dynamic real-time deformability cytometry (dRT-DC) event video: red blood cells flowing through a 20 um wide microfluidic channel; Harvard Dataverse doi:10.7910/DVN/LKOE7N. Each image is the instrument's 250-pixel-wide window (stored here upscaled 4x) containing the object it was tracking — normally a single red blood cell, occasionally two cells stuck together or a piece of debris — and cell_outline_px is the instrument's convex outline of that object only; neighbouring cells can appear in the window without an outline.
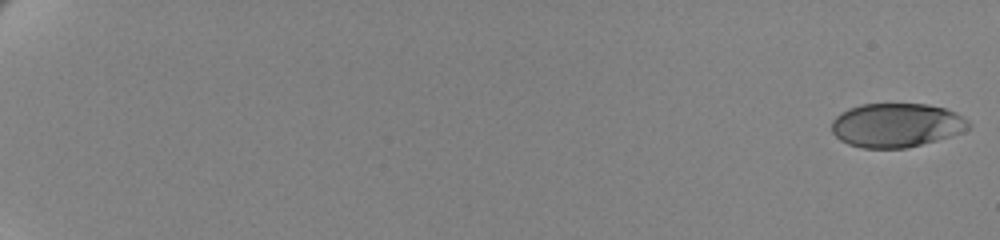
{"species": "human", "species_latin": "Homo sapiens", "temperature_condition": "cold", "stored_images_in_passage": 62, "camera_frame_rate_fps": 3000, "um_per_image_px": 0.085, "donor": {"sex": "female"}, "frame": {"image": 1, "passage_image": 1, "time_ms": 0.0, "image_size_px": [1000, 240], "cell_outline_px": [[972, 124], [968, 128], [960, 132], [936, 140], [904, 148], [864, 148], [848, 144], [840, 140], [832, 132], [832, 120], [840, 112], [848, 108], [860, 104], [928, 104], [944, 108], [956, 112], [968, 120]], "centroid_in_image_um": [76.17, 10.63], "position_along_channel_um": 8.8, "area_um2": 35.03}}
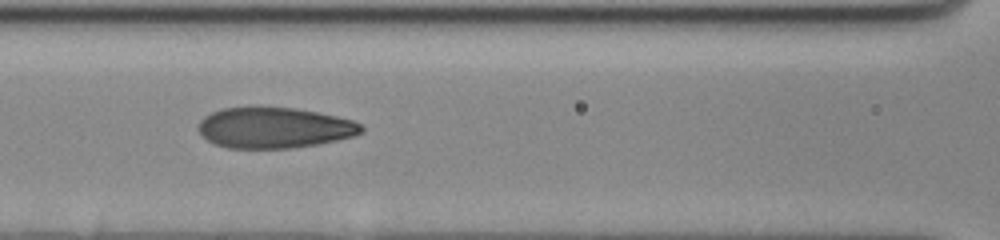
{"frame": {"image": 2, "passage_image": 32, "time_ms": 10.333, "image_size_px": [1000, 240], "cell_outline_px": [[364, 132], [352, 136], [336, 140], [316, 144], [292, 148], [228, 148], [216, 144], [208, 140], [200, 132], [200, 120], [204, 116], [212, 112], [224, 108], [296, 108], [336, 116], [352, 120], [360, 124], [364, 128]], "centroid_in_image_um": [23.34, 10.87], "position_along_channel_um": 143.3, "area_um2": 38.15}}
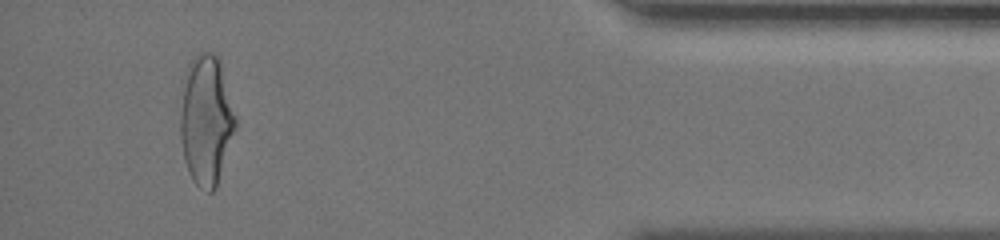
{"frame": {"image": 3, "passage_image": 59, "time_ms": 19.333, "image_size_px": [1000, 240], "cell_outline_px": [[236, 128], [216, 188], [212, 192], [208, 192], [200, 188], [196, 184], [188, 172], [184, 160], [180, 136], [180, 112], [184, 76], [188, 64], [192, 56], [196, 52], [212, 52], [220, 60], [236, 120]], "centroid_in_image_um": [17.5, 10.2], "position_along_channel_um": 417.7, "area_um2": 41.91}, "authors_computed_cell_mechanics": {"area_um2": 38.1191, "velocity_mm_per_s": 3.4669, "shape_relaxation_time_tau1_ms": 5.4207, "shape_relaxation_time_tau2_ms": 0.9272, "deformation_change_tau1": 0.1705, "deformation_change_tau2": 0.0619}}